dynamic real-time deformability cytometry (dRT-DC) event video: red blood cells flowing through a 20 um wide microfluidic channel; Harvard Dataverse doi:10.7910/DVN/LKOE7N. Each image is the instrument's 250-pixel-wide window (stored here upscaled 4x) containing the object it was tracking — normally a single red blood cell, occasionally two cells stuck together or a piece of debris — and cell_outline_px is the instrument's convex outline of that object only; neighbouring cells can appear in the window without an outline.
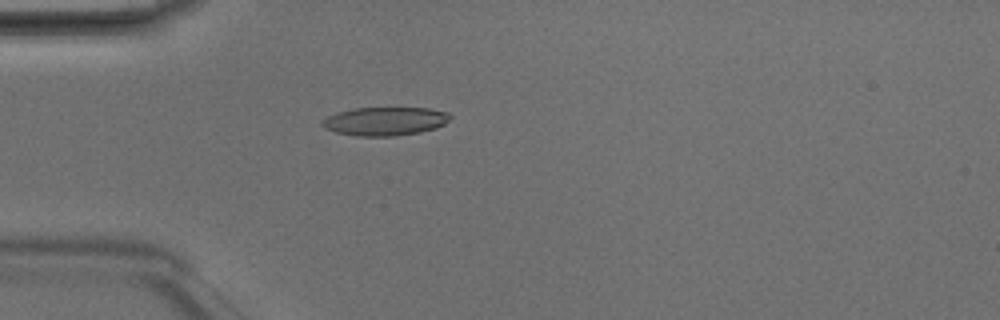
{"species": "Egyptian fruit bat (a non-hibernating species)", "species_latin": "Rousettus aegyptiacus", "temperature_condition": "room temperature", "stored_images_in_passage": 4, "camera_frame_rate_fps": 3000, "um_per_image_px": 0.085, "animal": {"sex": "male"}, "frame": {"image": 1, "passage_image": 4, "time_ms": 1.0, "image_size_px": [1000, 320], "cell_outline_px": [[452, 116], [444, 124], [436, 128], [420, 132], [392, 136], [356, 136], [336, 132], [324, 128], [320, 124], [328, 116], [336, 112], [352, 108], [428, 108], [448, 112]], "centroid_in_image_um": [32.72, 10.3], "position_along_channel_um": 52.3, "area_um2": 21.27}}